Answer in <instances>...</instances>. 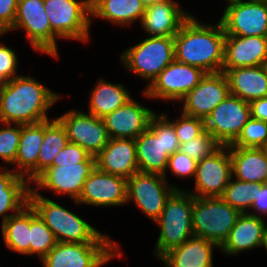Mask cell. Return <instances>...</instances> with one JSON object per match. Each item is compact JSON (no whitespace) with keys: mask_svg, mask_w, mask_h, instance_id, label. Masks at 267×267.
I'll use <instances>...</instances> for the list:
<instances>
[{"mask_svg":"<svg viewBox=\"0 0 267 267\" xmlns=\"http://www.w3.org/2000/svg\"><path fill=\"white\" fill-rule=\"evenodd\" d=\"M61 96L30 75H18L0 87V123L36 124Z\"/></svg>","mask_w":267,"mask_h":267,"instance_id":"6da1fadb","label":"cell"},{"mask_svg":"<svg viewBox=\"0 0 267 267\" xmlns=\"http://www.w3.org/2000/svg\"><path fill=\"white\" fill-rule=\"evenodd\" d=\"M95 167V162L50 166L32 182L36 185L34 191L46 188L58 195L68 194L67 196L75 202L79 199L84 183Z\"/></svg>","mask_w":267,"mask_h":267,"instance_id":"2e32d148","label":"cell"},{"mask_svg":"<svg viewBox=\"0 0 267 267\" xmlns=\"http://www.w3.org/2000/svg\"><path fill=\"white\" fill-rule=\"evenodd\" d=\"M261 184L230 179L221 198L241 213H249L253 203V196L258 192ZM249 209V210H248Z\"/></svg>","mask_w":267,"mask_h":267,"instance_id":"e575fe53","label":"cell"},{"mask_svg":"<svg viewBox=\"0 0 267 267\" xmlns=\"http://www.w3.org/2000/svg\"><path fill=\"white\" fill-rule=\"evenodd\" d=\"M228 2V4L227 5H229V4H231V3H234V2H237L238 0H227Z\"/></svg>","mask_w":267,"mask_h":267,"instance_id":"816d5d0a","label":"cell"},{"mask_svg":"<svg viewBox=\"0 0 267 267\" xmlns=\"http://www.w3.org/2000/svg\"><path fill=\"white\" fill-rule=\"evenodd\" d=\"M4 84V82L0 79V87Z\"/></svg>","mask_w":267,"mask_h":267,"instance_id":"f5cc1de1","label":"cell"},{"mask_svg":"<svg viewBox=\"0 0 267 267\" xmlns=\"http://www.w3.org/2000/svg\"><path fill=\"white\" fill-rule=\"evenodd\" d=\"M18 0H0V33L7 34L14 24Z\"/></svg>","mask_w":267,"mask_h":267,"instance_id":"7bdbcfd3","label":"cell"},{"mask_svg":"<svg viewBox=\"0 0 267 267\" xmlns=\"http://www.w3.org/2000/svg\"><path fill=\"white\" fill-rule=\"evenodd\" d=\"M264 217L241 213L229 236L219 248L226 255H237L261 247L267 224Z\"/></svg>","mask_w":267,"mask_h":267,"instance_id":"d4e9b609","label":"cell"},{"mask_svg":"<svg viewBox=\"0 0 267 267\" xmlns=\"http://www.w3.org/2000/svg\"><path fill=\"white\" fill-rule=\"evenodd\" d=\"M155 112L133 98L113 112L105 115V122L109 138L136 139L149 126L151 117Z\"/></svg>","mask_w":267,"mask_h":267,"instance_id":"ffe728a7","label":"cell"},{"mask_svg":"<svg viewBox=\"0 0 267 267\" xmlns=\"http://www.w3.org/2000/svg\"><path fill=\"white\" fill-rule=\"evenodd\" d=\"M176 189L181 188L169 185L163 175L137 172L127 179L126 201L134 202L147 218L156 222Z\"/></svg>","mask_w":267,"mask_h":267,"instance_id":"30bf717a","label":"cell"},{"mask_svg":"<svg viewBox=\"0 0 267 267\" xmlns=\"http://www.w3.org/2000/svg\"><path fill=\"white\" fill-rule=\"evenodd\" d=\"M250 209L257 212V214L254 212H249L248 214L259 217H263L262 215L267 216V183H263L258 187V192L253 196V203Z\"/></svg>","mask_w":267,"mask_h":267,"instance_id":"f6af8a7d","label":"cell"},{"mask_svg":"<svg viewBox=\"0 0 267 267\" xmlns=\"http://www.w3.org/2000/svg\"><path fill=\"white\" fill-rule=\"evenodd\" d=\"M251 118L267 122V97L249 102Z\"/></svg>","mask_w":267,"mask_h":267,"instance_id":"bcb514c9","label":"cell"},{"mask_svg":"<svg viewBox=\"0 0 267 267\" xmlns=\"http://www.w3.org/2000/svg\"><path fill=\"white\" fill-rule=\"evenodd\" d=\"M179 140V143L190 141L205 131V120L184 113L176 120L170 121Z\"/></svg>","mask_w":267,"mask_h":267,"instance_id":"f35d334b","label":"cell"},{"mask_svg":"<svg viewBox=\"0 0 267 267\" xmlns=\"http://www.w3.org/2000/svg\"><path fill=\"white\" fill-rule=\"evenodd\" d=\"M127 179L105 173L95 167L86 179L76 204L97 207L122 206L126 204Z\"/></svg>","mask_w":267,"mask_h":267,"instance_id":"d6986e66","label":"cell"},{"mask_svg":"<svg viewBox=\"0 0 267 267\" xmlns=\"http://www.w3.org/2000/svg\"><path fill=\"white\" fill-rule=\"evenodd\" d=\"M241 212L221 197H194L192 227L194 236L210 240L219 248L229 236Z\"/></svg>","mask_w":267,"mask_h":267,"instance_id":"5b68a950","label":"cell"},{"mask_svg":"<svg viewBox=\"0 0 267 267\" xmlns=\"http://www.w3.org/2000/svg\"><path fill=\"white\" fill-rule=\"evenodd\" d=\"M249 1L261 2V3H266L267 4V0H249Z\"/></svg>","mask_w":267,"mask_h":267,"instance_id":"f907efd6","label":"cell"},{"mask_svg":"<svg viewBox=\"0 0 267 267\" xmlns=\"http://www.w3.org/2000/svg\"><path fill=\"white\" fill-rule=\"evenodd\" d=\"M210 240L193 236L159 258L165 267H213V248Z\"/></svg>","mask_w":267,"mask_h":267,"instance_id":"4316f807","label":"cell"},{"mask_svg":"<svg viewBox=\"0 0 267 267\" xmlns=\"http://www.w3.org/2000/svg\"><path fill=\"white\" fill-rule=\"evenodd\" d=\"M261 149L264 151V153H265V155H266V157H267V143L264 144V145L261 147Z\"/></svg>","mask_w":267,"mask_h":267,"instance_id":"681fc988","label":"cell"},{"mask_svg":"<svg viewBox=\"0 0 267 267\" xmlns=\"http://www.w3.org/2000/svg\"><path fill=\"white\" fill-rule=\"evenodd\" d=\"M96 168L126 179L139 172L134 139L109 138L106 146L95 156Z\"/></svg>","mask_w":267,"mask_h":267,"instance_id":"7402d4cb","label":"cell"},{"mask_svg":"<svg viewBox=\"0 0 267 267\" xmlns=\"http://www.w3.org/2000/svg\"><path fill=\"white\" fill-rule=\"evenodd\" d=\"M230 94L227 78L223 72L206 73L180 102L181 113L205 120L211 111Z\"/></svg>","mask_w":267,"mask_h":267,"instance_id":"ac0fdd59","label":"cell"},{"mask_svg":"<svg viewBox=\"0 0 267 267\" xmlns=\"http://www.w3.org/2000/svg\"><path fill=\"white\" fill-rule=\"evenodd\" d=\"M251 118L249 102L229 94L205 119V130L222 146L231 145Z\"/></svg>","mask_w":267,"mask_h":267,"instance_id":"7c38bea8","label":"cell"},{"mask_svg":"<svg viewBox=\"0 0 267 267\" xmlns=\"http://www.w3.org/2000/svg\"><path fill=\"white\" fill-rule=\"evenodd\" d=\"M230 94L244 101L267 97V65L222 69Z\"/></svg>","mask_w":267,"mask_h":267,"instance_id":"484cf974","label":"cell"},{"mask_svg":"<svg viewBox=\"0 0 267 267\" xmlns=\"http://www.w3.org/2000/svg\"><path fill=\"white\" fill-rule=\"evenodd\" d=\"M17 28L26 32L34 51L59 59L56 40L60 37L51 29L44 0H18L14 24L9 31Z\"/></svg>","mask_w":267,"mask_h":267,"instance_id":"ba28073f","label":"cell"},{"mask_svg":"<svg viewBox=\"0 0 267 267\" xmlns=\"http://www.w3.org/2000/svg\"><path fill=\"white\" fill-rule=\"evenodd\" d=\"M232 178L229 146H221L211 156L197 162L194 197H221Z\"/></svg>","mask_w":267,"mask_h":267,"instance_id":"5bb4252c","label":"cell"},{"mask_svg":"<svg viewBox=\"0 0 267 267\" xmlns=\"http://www.w3.org/2000/svg\"><path fill=\"white\" fill-rule=\"evenodd\" d=\"M192 210L193 195L186 190L176 189L167 199L161 216L155 222L160 226L154 250L157 258L194 236Z\"/></svg>","mask_w":267,"mask_h":267,"instance_id":"277c9868","label":"cell"},{"mask_svg":"<svg viewBox=\"0 0 267 267\" xmlns=\"http://www.w3.org/2000/svg\"><path fill=\"white\" fill-rule=\"evenodd\" d=\"M222 145L205 130L198 137L180 144L179 151L186 154L197 162L211 156Z\"/></svg>","mask_w":267,"mask_h":267,"instance_id":"8d00e7d4","label":"cell"},{"mask_svg":"<svg viewBox=\"0 0 267 267\" xmlns=\"http://www.w3.org/2000/svg\"><path fill=\"white\" fill-rule=\"evenodd\" d=\"M267 65V37L226 35L222 69Z\"/></svg>","mask_w":267,"mask_h":267,"instance_id":"603a6c76","label":"cell"},{"mask_svg":"<svg viewBox=\"0 0 267 267\" xmlns=\"http://www.w3.org/2000/svg\"><path fill=\"white\" fill-rule=\"evenodd\" d=\"M30 188L31 183L24 176L18 175L6 166L0 167L1 224L29 203Z\"/></svg>","mask_w":267,"mask_h":267,"instance_id":"83f0119b","label":"cell"},{"mask_svg":"<svg viewBox=\"0 0 267 267\" xmlns=\"http://www.w3.org/2000/svg\"><path fill=\"white\" fill-rule=\"evenodd\" d=\"M176 177H194L196 175L197 161L181 151H176L169 156L167 169Z\"/></svg>","mask_w":267,"mask_h":267,"instance_id":"60d3db41","label":"cell"},{"mask_svg":"<svg viewBox=\"0 0 267 267\" xmlns=\"http://www.w3.org/2000/svg\"><path fill=\"white\" fill-rule=\"evenodd\" d=\"M68 142L66 129L57 118L44 121V138L38 157V176L52 166L54 158Z\"/></svg>","mask_w":267,"mask_h":267,"instance_id":"d6a6232c","label":"cell"},{"mask_svg":"<svg viewBox=\"0 0 267 267\" xmlns=\"http://www.w3.org/2000/svg\"><path fill=\"white\" fill-rule=\"evenodd\" d=\"M232 177L244 182L267 183V157L261 148L229 146Z\"/></svg>","mask_w":267,"mask_h":267,"instance_id":"f1b7e54d","label":"cell"},{"mask_svg":"<svg viewBox=\"0 0 267 267\" xmlns=\"http://www.w3.org/2000/svg\"><path fill=\"white\" fill-rule=\"evenodd\" d=\"M225 37L220 21L216 25L205 24L192 15L174 36L175 60L206 73L222 72Z\"/></svg>","mask_w":267,"mask_h":267,"instance_id":"7a4b0ae2","label":"cell"},{"mask_svg":"<svg viewBox=\"0 0 267 267\" xmlns=\"http://www.w3.org/2000/svg\"><path fill=\"white\" fill-rule=\"evenodd\" d=\"M80 162H95V157L91 156L79 145L68 142L67 145L56 155L52 166L73 165Z\"/></svg>","mask_w":267,"mask_h":267,"instance_id":"ab89813d","label":"cell"},{"mask_svg":"<svg viewBox=\"0 0 267 267\" xmlns=\"http://www.w3.org/2000/svg\"><path fill=\"white\" fill-rule=\"evenodd\" d=\"M3 33L0 34V37ZM0 44V79L3 82L11 81L14 77H17L18 58L13 49L5 45Z\"/></svg>","mask_w":267,"mask_h":267,"instance_id":"b9f144b4","label":"cell"},{"mask_svg":"<svg viewBox=\"0 0 267 267\" xmlns=\"http://www.w3.org/2000/svg\"><path fill=\"white\" fill-rule=\"evenodd\" d=\"M206 75L201 68L172 61L150 85L145 86L143 95L149 99L180 101Z\"/></svg>","mask_w":267,"mask_h":267,"instance_id":"8fae6325","label":"cell"},{"mask_svg":"<svg viewBox=\"0 0 267 267\" xmlns=\"http://www.w3.org/2000/svg\"><path fill=\"white\" fill-rule=\"evenodd\" d=\"M123 65L150 85L175 60L174 36L147 37L120 54Z\"/></svg>","mask_w":267,"mask_h":267,"instance_id":"8992f818","label":"cell"},{"mask_svg":"<svg viewBox=\"0 0 267 267\" xmlns=\"http://www.w3.org/2000/svg\"><path fill=\"white\" fill-rule=\"evenodd\" d=\"M2 237L8 249L30 255V203L1 224Z\"/></svg>","mask_w":267,"mask_h":267,"instance_id":"1f68e13d","label":"cell"},{"mask_svg":"<svg viewBox=\"0 0 267 267\" xmlns=\"http://www.w3.org/2000/svg\"><path fill=\"white\" fill-rule=\"evenodd\" d=\"M29 203L44 223L62 243H116L102 234L80 216L57 202L44 197L33 187L29 191Z\"/></svg>","mask_w":267,"mask_h":267,"instance_id":"3957f363","label":"cell"},{"mask_svg":"<svg viewBox=\"0 0 267 267\" xmlns=\"http://www.w3.org/2000/svg\"><path fill=\"white\" fill-rule=\"evenodd\" d=\"M130 99H132V96H130L124 85L107 82L102 78L98 80L90 92L88 113L98 118H103L126 104Z\"/></svg>","mask_w":267,"mask_h":267,"instance_id":"4dcf8cb0","label":"cell"},{"mask_svg":"<svg viewBox=\"0 0 267 267\" xmlns=\"http://www.w3.org/2000/svg\"><path fill=\"white\" fill-rule=\"evenodd\" d=\"M43 138L44 121L21 125L19 147L13 164L16 168L12 170L30 183L38 177V157Z\"/></svg>","mask_w":267,"mask_h":267,"instance_id":"cb8c5ba5","label":"cell"},{"mask_svg":"<svg viewBox=\"0 0 267 267\" xmlns=\"http://www.w3.org/2000/svg\"><path fill=\"white\" fill-rule=\"evenodd\" d=\"M261 246L264 247L267 251V226H266L265 231H264Z\"/></svg>","mask_w":267,"mask_h":267,"instance_id":"7dc6e473","label":"cell"},{"mask_svg":"<svg viewBox=\"0 0 267 267\" xmlns=\"http://www.w3.org/2000/svg\"><path fill=\"white\" fill-rule=\"evenodd\" d=\"M219 21L226 35L267 37V4L238 0L225 7Z\"/></svg>","mask_w":267,"mask_h":267,"instance_id":"4fadbf2b","label":"cell"},{"mask_svg":"<svg viewBox=\"0 0 267 267\" xmlns=\"http://www.w3.org/2000/svg\"><path fill=\"white\" fill-rule=\"evenodd\" d=\"M146 6L142 0H91V17H98L115 25L130 26L141 21Z\"/></svg>","mask_w":267,"mask_h":267,"instance_id":"f546056e","label":"cell"},{"mask_svg":"<svg viewBox=\"0 0 267 267\" xmlns=\"http://www.w3.org/2000/svg\"><path fill=\"white\" fill-rule=\"evenodd\" d=\"M44 6L51 29L61 39L89 41L91 0H44Z\"/></svg>","mask_w":267,"mask_h":267,"instance_id":"52a82bcc","label":"cell"},{"mask_svg":"<svg viewBox=\"0 0 267 267\" xmlns=\"http://www.w3.org/2000/svg\"><path fill=\"white\" fill-rule=\"evenodd\" d=\"M135 140L139 172L163 175L165 179L169 154L163 143V114H154L148 128Z\"/></svg>","mask_w":267,"mask_h":267,"instance_id":"e0dca14e","label":"cell"},{"mask_svg":"<svg viewBox=\"0 0 267 267\" xmlns=\"http://www.w3.org/2000/svg\"><path fill=\"white\" fill-rule=\"evenodd\" d=\"M117 243L58 242L41 260L44 267H101L122 257Z\"/></svg>","mask_w":267,"mask_h":267,"instance_id":"9c48e42d","label":"cell"},{"mask_svg":"<svg viewBox=\"0 0 267 267\" xmlns=\"http://www.w3.org/2000/svg\"><path fill=\"white\" fill-rule=\"evenodd\" d=\"M0 158L6 164H14L21 135V124L0 123ZM13 125V127H12Z\"/></svg>","mask_w":267,"mask_h":267,"instance_id":"74e56055","label":"cell"},{"mask_svg":"<svg viewBox=\"0 0 267 267\" xmlns=\"http://www.w3.org/2000/svg\"><path fill=\"white\" fill-rule=\"evenodd\" d=\"M191 16L176 1L164 0L146 6L140 22L149 36L171 37L178 33Z\"/></svg>","mask_w":267,"mask_h":267,"instance_id":"44dd1931","label":"cell"},{"mask_svg":"<svg viewBox=\"0 0 267 267\" xmlns=\"http://www.w3.org/2000/svg\"><path fill=\"white\" fill-rule=\"evenodd\" d=\"M267 143V122L250 118L243 126L237 139L228 146L261 148Z\"/></svg>","mask_w":267,"mask_h":267,"instance_id":"d590c367","label":"cell"},{"mask_svg":"<svg viewBox=\"0 0 267 267\" xmlns=\"http://www.w3.org/2000/svg\"><path fill=\"white\" fill-rule=\"evenodd\" d=\"M57 119L65 127L68 141L85 149L95 157L108 143L105 122L89 113L69 110Z\"/></svg>","mask_w":267,"mask_h":267,"instance_id":"9a60e30c","label":"cell"},{"mask_svg":"<svg viewBox=\"0 0 267 267\" xmlns=\"http://www.w3.org/2000/svg\"><path fill=\"white\" fill-rule=\"evenodd\" d=\"M160 1H164V0H142L143 4L145 6L152 5V4L160 2Z\"/></svg>","mask_w":267,"mask_h":267,"instance_id":"c3c4849f","label":"cell"},{"mask_svg":"<svg viewBox=\"0 0 267 267\" xmlns=\"http://www.w3.org/2000/svg\"><path fill=\"white\" fill-rule=\"evenodd\" d=\"M57 243L52 230L30 204V255L35 254L42 260Z\"/></svg>","mask_w":267,"mask_h":267,"instance_id":"836d02e7","label":"cell"},{"mask_svg":"<svg viewBox=\"0 0 267 267\" xmlns=\"http://www.w3.org/2000/svg\"><path fill=\"white\" fill-rule=\"evenodd\" d=\"M167 114H163V143H164V149H166V152L169 155L174 154L176 151L179 150V140L176 136L174 126L168 120Z\"/></svg>","mask_w":267,"mask_h":267,"instance_id":"ee69618b","label":"cell"}]
</instances>
